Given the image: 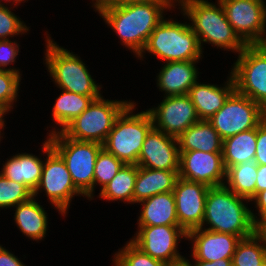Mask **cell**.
I'll use <instances>...</instances> for the list:
<instances>
[{
	"label": "cell",
	"instance_id": "9c48e42d",
	"mask_svg": "<svg viewBox=\"0 0 266 266\" xmlns=\"http://www.w3.org/2000/svg\"><path fill=\"white\" fill-rule=\"evenodd\" d=\"M45 157L41 179L33 196L37 198L44 192L43 196L46 195L50 205L58 211L59 215L66 217L72 199L75 196L86 197L75 187L65 161L52 148L47 136Z\"/></svg>",
	"mask_w": 266,
	"mask_h": 266
},
{
	"label": "cell",
	"instance_id": "d6986e66",
	"mask_svg": "<svg viewBox=\"0 0 266 266\" xmlns=\"http://www.w3.org/2000/svg\"><path fill=\"white\" fill-rule=\"evenodd\" d=\"M200 60L174 61L161 65L156 75V87L164 96L188 94L190 88L199 80Z\"/></svg>",
	"mask_w": 266,
	"mask_h": 266
},
{
	"label": "cell",
	"instance_id": "3957f363",
	"mask_svg": "<svg viewBox=\"0 0 266 266\" xmlns=\"http://www.w3.org/2000/svg\"><path fill=\"white\" fill-rule=\"evenodd\" d=\"M249 202V199L236 195L225 184L210 187L200 228L236 235L241 239L253 235L257 225L253 221Z\"/></svg>",
	"mask_w": 266,
	"mask_h": 266
},
{
	"label": "cell",
	"instance_id": "d6a6232c",
	"mask_svg": "<svg viewBox=\"0 0 266 266\" xmlns=\"http://www.w3.org/2000/svg\"><path fill=\"white\" fill-rule=\"evenodd\" d=\"M33 193L24 185L5 178L0 173V209H12L29 200ZM0 210V211H1Z\"/></svg>",
	"mask_w": 266,
	"mask_h": 266
},
{
	"label": "cell",
	"instance_id": "7a4b0ae2",
	"mask_svg": "<svg viewBox=\"0 0 266 266\" xmlns=\"http://www.w3.org/2000/svg\"><path fill=\"white\" fill-rule=\"evenodd\" d=\"M177 9L183 20L189 21L202 50L205 44L235 54L245 48L246 44L234 32L219 0H178Z\"/></svg>",
	"mask_w": 266,
	"mask_h": 266
},
{
	"label": "cell",
	"instance_id": "bcb514c9",
	"mask_svg": "<svg viewBox=\"0 0 266 266\" xmlns=\"http://www.w3.org/2000/svg\"><path fill=\"white\" fill-rule=\"evenodd\" d=\"M260 112L263 121H266V99L260 104Z\"/></svg>",
	"mask_w": 266,
	"mask_h": 266
},
{
	"label": "cell",
	"instance_id": "44dd1931",
	"mask_svg": "<svg viewBox=\"0 0 266 266\" xmlns=\"http://www.w3.org/2000/svg\"><path fill=\"white\" fill-rule=\"evenodd\" d=\"M40 149L43 158L33 153L21 152L12 155L3 161L0 173L7 179L24 184L32 193L37 188L44 165V156H46V140L42 143Z\"/></svg>",
	"mask_w": 266,
	"mask_h": 266
},
{
	"label": "cell",
	"instance_id": "ee69618b",
	"mask_svg": "<svg viewBox=\"0 0 266 266\" xmlns=\"http://www.w3.org/2000/svg\"><path fill=\"white\" fill-rule=\"evenodd\" d=\"M8 113L2 108V107H0V138H5V137H3V134H5L4 133V128H5V124H6V120H5V115H7ZM3 133H2V132Z\"/></svg>",
	"mask_w": 266,
	"mask_h": 266
},
{
	"label": "cell",
	"instance_id": "4316f807",
	"mask_svg": "<svg viewBox=\"0 0 266 266\" xmlns=\"http://www.w3.org/2000/svg\"><path fill=\"white\" fill-rule=\"evenodd\" d=\"M256 140L257 127L225 138L223 140L222 156L226 170L231 166L254 160Z\"/></svg>",
	"mask_w": 266,
	"mask_h": 266
},
{
	"label": "cell",
	"instance_id": "8fae6325",
	"mask_svg": "<svg viewBox=\"0 0 266 266\" xmlns=\"http://www.w3.org/2000/svg\"><path fill=\"white\" fill-rule=\"evenodd\" d=\"M234 32L246 45L266 40V0H219Z\"/></svg>",
	"mask_w": 266,
	"mask_h": 266
},
{
	"label": "cell",
	"instance_id": "30bf717a",
	"mask_svg": "<svg viewBox=\"0 0 266 266\" xmlns=\"http://www.w3.org/2000/svg\"><path fill=\"white\" fill-rule=\"evenodd\" d=\"M231 66L235 90L261 104L266 99V46L246 45Z\"/></svg>",
	"mask_w": 266,
	"mask_h": 266
},
{
	"label": "cell",
	"instance_id": "7bdbcfd3",
	"mask_svg": "<svg viewBox=\"0 0 266 266\" xmlns=\"http://www.w3.org/2000/svg\"><path fill=\"white\" fill-rule=\"evenodd\" d=\"M256 232L263 238L266 245V219L257 224Z\"/></svg>",
	"mask_w": 266,
	"mask_h": 266
},
{
	"label": "cell",
	"instance_id": "74e56055",
	"mask_svg": "<svg viewBox=\"0 0 266 266\" xmlns=\"http://www.w3.org/2000/svg\"><path fill=\"white\" fill-rule=\"evenodd\" d=\"M249 204H254L255 211H258L254 213V209L251 208V215L256 225L266 219V190L258 192Z\"/></svg>",
	"mask_w": 266,
	"mask_h": 266
},
{
	"label": "cell",
	"instance_id": "52a82bcc",
	"mask_svg": "<svg viewBox=\"0 0 266 266\" xmlns=\"http://www.w3.org/2000/svg\"><path fill=\"white\" fill-rule=\"evenodd\" d=\"M47 137L52 148L65 161L75 187L87 200H94V166L103 144L68 138L61 131Z\"/></svg>",
	"mask_w": 266,
	"mask_h": 266
},
{
	"label": "cell",
	"instance_id": "f546056e",
	"mask_svg": "<svg viewBox=\"0 0 266 266\" xmlns=\"http://www.w3.org/2000/svg\"><path fill=\"white\" fill-rule=\"evenodd\" d=\"M266 259V245L263 238L255 232L241 239L232 258V266H258Z\"/></svg>",
	"mask_w": 266,
	"mask_h": 266
},
{
	"label": "cell",
	"instance_id": "4dcf8cb0",
	"mask_svg": "<svg viewBox=\"0 0 266 266\" xmlns=\"http://www.w3.org/2000/svg\"><path fill=\"white\" fill-rule=\"evenodd\" d=\"M113 266H168L139 249L130 239L113 254Z\"/></svg>",
	"mask_w": 266,
	"mask_h": 266
},
{
	"label": "cell",
	"instance_id": "6da1fadb",
	"mask_svg": "<svg viewBox=\"0 0 266 266\" xmlns=\"http://www.w3.org/2000/svg\"><path fill=\"white\" fill-rule=\"evenodd\" d=\"M177 6L178 2H138L92 8L117 35L121 45L137 57L167 11H175Z\"/></svg>",
	"mask_w": 266,
	"mask_h": 266
},
{
	"label": "cell",
	"instance_id": "ffe728a7",
	"mask_svg": "<svg viewBox=\"0 0 266 266\" xmlns=\"http://www.w3.org/2000/svg\"><path fill=\"white\" fill-rule=\"evenodd\" d=\"M228 77L221 85L200 82L199 80L190 88L189 97L193 102L200 120L210 119L223 107L228 97L235 91V81L228 72Z\"/></svg>",
	"mask_w": 266,
	"mask_h": 266
},
{
	"label": "cell",
	"instance_id": "484cf974",
	"mask_svg": "<svg viewBox=\"0 0 266 266\" xmlns=\"http://www.w3.org/2000/svg\"><path fill=\"white\" fill-rule=\"evenodd\" d=\"M60 90L61 93L56 97L51 111L52 121H54L57 127L51 126L52 129L47 130L49 131L47 135L62 131L69 122L88 108L94 99L100 97L79 95L62 89Z\"/></svg>",
	"mask_w": 266,
	"mask_h": 266
},
{
	"label": "cell",
	"instance_id": "9a60e30c",
	"mask_svg": "<svg viewBox=\"0 0 266 266\" xmlns=\"http://www.w3.org/2000/svg\"><path fill=\"white\" fill-rule=\"evenodd\" d=\"M179 177L209 187L224 185L226 168L222 152L180 151Z\"/></svg>",
	"mask_w": 266,
	"mask_h": 266
},
{
	"label": "cell",
	"instance_id": "60d3db41",
	"mask_svg": "<svg viewBox=\"0 0 266 266\" xmlns=\"http://www.w3.org/2000/svg\"><path fill=\"white\" fill-rule=\"evenodd\" d=\"M184 260L189 264V266H232V259H219L218 261L209 262L202 260H191L185 256Z\"/></svg>",
	"mask_w": 266,
	"mask_h": 266
},
{
	"label": "cell",
	"instance_id": "f1b7e54d",
	"mask_svg": "<svg viewBox=\"0 0 266 266\" xmlns=\"http://www.w3.org/2000/svg\"><path fill=\"white\" fill-rule=\"evenodd\" d=\"M257 163L249 160L226 170L225 185L236 195L251 200L256 195Z\"/></svg>",
	"mask_w": 266,
	"mask_h": 266
},
{
	"label": "cell",
	"instance_id": "cb8c5ba5",
	"mask_svg": "<svg viewBox=\"0 0 266 266\" xmlns=\"http://www.w3.org/2000/svg\"><path fill=\"white\" fill-rule=\"evenodd\" d=\"M179 170H159L137 165V178L133 192V205L154 195L173 192Z\"/></svg>",
	"mask_w": 266,
	"mask_h": 266
},
{
	"label": "cell",
	"instance_id": "5b68a950",
	"mask_svg": "<svg viewBox=\"0 0 266 266\" xmlns=\"http://www.w3.org/2000/svg\"><path fill=\"white\" fill-rule=\"evenodd\" d=\"M48 33H44L46 49L42 59L55 86L79 95L101 96L103 87L90 74L82 58L72 50L70 52L67 48L61 47Z\"/></svg>",
	"mask_w": 266,
	"mask_h": 266
},
{
	"label": "cell",
	"instance_id": "8d00e7d4",
	"mask_svg": "<svg viewBox=\"0 0 266 266\" xmlns=\"http://www.w3.org/2000/svg\"><path fill=\"white\" fill-rule=\"evenodd\" d=\"M255 162L266 165V121H262L257 126L256 154Z\"/></svg>",
	"mask_w": 266,
	"mask_h": 266
},
{
	"label": "cell",
	"instance_id": "ba28073f",
	"mask_svg": "<svg viewBox=\"0 0 266 266\" xmlns=\"http://www.w3.org/2000/svg\"><path fill=\"white\" fill-rule=\"evenodd\" d=\"M132 100H109L101 95L61 131L66 137L78 141L103 144L121 112Z\"/></svg>",
	"mask_w": 266,
	"mask_h": 266
},
{
	"label": "cell",
	"instance_id": "f35d334b",
	"mask_svg": "<svg viewBox=\"0 0 266 266\" xmlns=\"http://www.w3.org/2000/svg\"><path fill=\"white\" fill-rule=\"evenodd\" d=\"M0 266H27L12 251L0 244Z\"/></svg>",
	"mask_w": 266,
	"mask_h": 266
},
{
	"label": "cell",
	"instance_id": "603a6c76",
	"mask_svg": "<svg viewBox=\"0 0 266 266\" xmlns=\"http://www.w3.org/2000/svg\"><path fill=\"white\" fill-rule=\"evenodd\" d=\"M137 226H179L176 213V203L173 192L154 195L138 203Z\"/></svg>",
	"mask_w": 266,
	"mask_h": 266
},
{
	"label": "cell",
	"instance_id": "681fc988",
	"mask_svg": "<svg viewBox=\"0 0 266 266\" xmlns=\"http://www.w3.org/2000/svg\"><path fill=\"white\" fill-rule=\"evenodd\" d=\"M97 0H91V4L93 5Z\"/></svg>",
	"mask_w": 266,
	"mask_h": 266
},
{
	"label": "cell",
	"instance_id": "d4e9b609",
	"mask_svg": "<svg viewBox=\"0 0 266 266\" xmlns=\"http://www.w3.org/2000/svg\"><path fill=\"white\" fill-rule=\"evenodd\" d=\"M180 151L222 152L223 139L208 120H199L178 138Z\"/></svg>",
	"mask_w": 266,
	"mask_h": 266
},
{
	"label": "cell",
	"instance_id": "7dc6e473",
	"mask_svg": "<svg viewBox=\"0 0 266 266\" xmlns=\"http://www.w3.org/2000/svg\"><path fill=\"white\" fill-rule=\"evenodd\" d=\"M168 266H189V264L185 260H183L175 264H169Z\"/></svg>",
	"mask_w": 266,
	"mask_h": 266
},
{
	"label": "cell",
	"instance_id": "7c38bea8",
	"mask_svg": "<svg viewBox=\"0 0 266 266\" xmlns=\"http://www.w3.org/2000/svg\"><path fill=\"white\" fill-rule=\"evenodd\" d=\"M208 121L224 140L256 128L263 120L260 105L236 90Z\"/></svg>",
	"mask_w": 266,
	"mask_h": 266
},
{
	"label": "cell",
	"instance_id": "8992f818",
	"mask_svg": "<svg viewBox=\"0 0 266 266\" xmlns=\"http://www.w3.org/2000/svg\"><path fill=\"white\" fill-rule=\"evenodd\" d=\"M137 104L132 101L121 112L103 143V148L107 152L125 164L137 165L144 140L154 127L152 117L147 109L134 112L138 109Z\"/></svg>",
	"mask_w": 266,
	"mask_h": 266
},
{
	"label": "cell",
	"instance_id": "d590c367",
	"mask_svg": "<svg viewBox=\"0 0 266 266\" xmlns=\"http://www.w3.org/2000/svg\"><path fill=\"white\" fill-rule=\"evenodd\" d=\"M20 46L17 40H0V69L16 72L22 76L21 69L11 66L17 63L16 59L21 52Z\"/></svg>",
	"mask_w": 266,
	"mask_h": 266
},
{
	"label": "cell",
	"instance_id": "e0dca14e",
	"mask_svg": "<svg viewBox=\"0 0 266 266\" xmlns=\"http://www.w3.org/2000/svg\"><path fill=\"white\" fill-rule=\"evenodd\" d=\"M137 165L159 170H179L180 150L177 138L152 128L147 134Z\"/></svg>",
	"mask_w": 266,
	"mask_h": 266
},
{
	"label": "cell",
	"instance_id": "7402d4cb",
	"mask_svg": "<svg viewBox=\"0 0 266 266\" xmlns=\"http://www.w3.org/2000/svg\"><path fill=\"white\" fill-rule=\"evenodd\" d=\"M39 198L32 196L29 200L19 203L12 208L14 224L19 231L33 241H42L48 232V214L46 208L41 205Z\"/></svg>",
	"mask_w": 266,
	"mask_h": 266
},
{
	"label": "cell",
	"instance_id": "1f68e13d",
	"mask_svg": "<svg viewBox=\"0 0 266 266\" xmlns=\"http://www.w3.org/2000/svg\"><path fill=\"white\" fill-rule=\"evenodd\" d=\"M124 165L123 161L102 148L97 155L94 166V194L97 185L101 187L100 191L116 176Z\"/></svg>",
	"mask_w": 266,
	"mask_h": 266
},
{
	"label": "cell",
	"instance_id": "5bb4252c",
	"mask_svg": "<svg viewBox=\"0 0 266 266\" xmlns=\"http://www.w3.org/2000/svg\"><path fill=\"white\" fill-rule=\"evenodd\" d=\"M147 110L154 128L175 138L200 120L188 94L163 97L160 104Z\"/></svg>",
	"mask_w": 266,
	"mask_h": 266
},
{
	"label": "cell",
	"instance_id": "277c9868",
	"mask_svg": "<svg viewBox=\"0 0 266 266\" xmlns=\"http://www.w3.org/2000/svg\"><path fill=\"white\" fill-rule=\"evenodd\" d=\"M146 53L154 55L163 63L204 58L198 36L190 24L175 20L172 16L165 17L152 31L137 60L143 61Z\"/></svg>",
	"mask_w": 266,
	"mask_h": 266
},
{
	"label": "cell",
	"instance_id": "e575fe53",
	"mask_svg": "<svg viewBox=\"0 0 266 266\" xmlns=\"http://www.w3.org/2000/svg\"><path fill=\"white\" fill-rule=\"evenodd\" d=\"M0 4V40H10V37H16L18 35H26L30 31V27L24 23V21L12 12L15 5Z\"/></svg>",
	"mask_w": 266,
	"mask_h": 266
},
{
	"label": "cell",
	"instance_id": "4fadbf2b",
	"mask_svg": "<svg viewBox=\"0 0 266 266\" xmlns=\"http://www.w3.org/2000/svg\"><path fill=\"white\" fill-rule=\"evenodd\" d=\"M187 239V233L180 226L137 227L130 240L154 259L175 264L185 259L180 254L179 242Z\"/></svg>",
	"mask_w": 266,
	"mask_h": 266
},
{
	"label": "cell",
	"instance_id": "c3c4849f",
	"mask_svg": "<svg viewBox=\"0 0 266 266\" xmlns=\"http://www.w3.org/2000/svg\"><path fill=\"white\" fill-rule=\"evenodd\" d=\"M258 266H266V259L262 263H260Z\"/></svg>",
	"mask_w": 266,
	"mask_h": 266
},
{
	"label": "cell",
	"instance_id": "f6af8a7d",
	"mask_svg": "<svg viewBox=\"0 0 266 266\" xmlns=\"http://www.w3.org/2000/svg\"><path fill=\"white\" fill-rule=\"evenodd\" d=\"M4 2V3H3ZM28 2L26 0H0V4H4V5H15V6H19L21 5V3H25Z\"/></svg>",
	"mask_w": 266,
	"mask_h": 266
},
{
	"label": "cell",
	"instance_id": "83f0119b",
	"mask_svg": "<svg viewBox=\"0 0 266 266\" xmlns=\"http://www.w3.org/2000/svg\"><path fill=\"white\" fill-rule=\"evenodd\" d=\"M137 178V165L125 164L116 176L98 193V198L107 202L119 201L124 204H133V192Z\"/></svg>",
	"mask_w": 266,
	"mask_h": 266
},
{
	"label": "cell",
	"instance_id": "ac0fdd59",
	"mask_svg": "<svg viewBox=\"0 0 266 266\" xmlns=\"http://www.w3.org/2000/svg\"><path fill=\"white\" fill-rule=\"evenodd\" d=\"M191 241L193 260L218 261L232 259L236 246L241 240L239 236L195 228L187 232V239Z\"/></svg>",
	"mask_w": 266,
	"mask_h": 266
},
{
	"label": "cell",
	"instance_id": "b9f144b4",
	"mask_svg": "<svg viewBox=\"0 0 266 266\" xmlns=\"http://www.w3.org/2000/svg\"><path fill=\"white\" fill-rule=\"evenodd\" d=\"M266 190V165H257L256 194Z\"/></svg>",
	"mask_w": 266,
	"mask_h": 266
},
{
	"label": "cell",
	"instance_id": "2e32d148",
	"mask_svg": "<svg viewBox=\"0 0 266 266\" xmlns=\"http://www.w3.org/2000/svg\"><path fill=\"white\" fill-rule=\"evenodd\" d=\"M209 186L178 177L173 194L179 226L188 231L202 226Z\"/></svg>",
	"mask_w": 266,
	"mask_h": 266
},
{
	"label": "cell",
	"instance_id": "ab89813d",
	"mask_svg": "<svg viewBox=\"0 0 266 266\" xmlns=\"http://www.w3.org/2000/svg\"><path fill=\"white\" fill-rule=\"evenodd\" d=\"M138 2H178V0H97L91 7L120 6Z\"/></svg>",
	"mask_w": 266,
	"mask_h": 266
},
{
	"label": "cell",
	"instance_id": "836d02e7",
	"mask_svg": "<svg viewBox=\"0 0 266 266\" xmlns=\"http://www.w3.org/2000/svg\"><path fill=\"white\" fill-rule=\"evenodd\" d=\"M22 76L16 72L0 69V107L10 114L17 103ZM16 102V103H15Z\"/></svg>",
	"mask_w": 266,
	"mask_h": 266
}]
</instances>
